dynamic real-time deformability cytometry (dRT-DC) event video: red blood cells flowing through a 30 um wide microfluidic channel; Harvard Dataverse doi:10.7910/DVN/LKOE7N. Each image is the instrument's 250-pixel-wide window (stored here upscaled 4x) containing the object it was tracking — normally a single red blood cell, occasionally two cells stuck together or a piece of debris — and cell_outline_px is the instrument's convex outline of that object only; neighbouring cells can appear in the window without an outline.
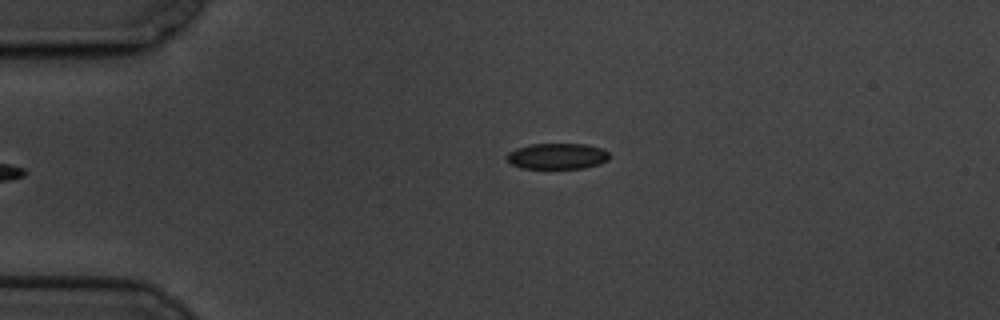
{"species": "common noctule bat (a hibernating species)", "species_latin": "Nyctalus noctula", "temperature_condition": "cold", "stored_images_in_passage": 6, "camera_frame_rate_fps": 3000, "um_per_image_px": 0.085, "animal": {"sex": "male", "body_mass_g": 19.5, "forearm_length_mm": 54.6}, "frame": {"image": 1, "passage_image": 6, "time_ms": 6.333, "image_size_px": [1000, 320], "cell_outline_px": [[612, 156], [608, 160], [600, 164], [584, 168], [520, 168], [512, 164], [504, 156], [508, 152], [516, 148], [532, 144], [584, 144], [604, 148]], "centroid_in_image_um": [47.4, 13.27], "position_along_channel_um": 37.6, "area_um2": 15.66}}